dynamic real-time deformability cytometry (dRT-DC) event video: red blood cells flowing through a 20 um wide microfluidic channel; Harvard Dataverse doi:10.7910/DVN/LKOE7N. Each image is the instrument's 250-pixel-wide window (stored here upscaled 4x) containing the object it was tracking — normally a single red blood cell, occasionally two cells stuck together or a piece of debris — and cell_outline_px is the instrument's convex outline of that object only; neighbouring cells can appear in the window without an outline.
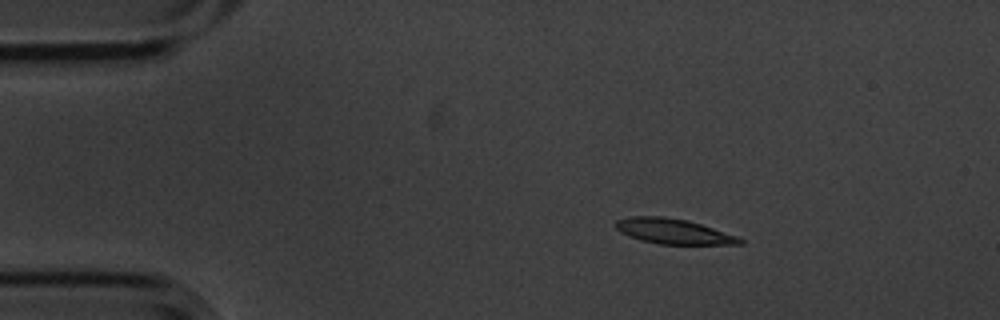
{"species": "common noctule bat (a hibernating species)", "species_latin": "Nyctalus noctula", "temperature_condition": "cold", "stored_images_in_passage": 3, "camera_frame_rate_fps": 3000, "um_per_image_px": 0.085, "animal": {"sex": "male", "body_mass_g": 20.1, "forearm_length_mm": 53.5}, "frame": {"image": 1, "passage_image": 1, "time_ms": 0.0, "image_size_px": [1000, 320], "cell_outline_px": [[744, 244], [660, 244], [640, 240], [628, 236], [620, 232], [616, 228], [616, 220], [628, 216], [664, 216], [688, 220], [740, 236], [744, 240]], "centroid_in_image_um": [57.26, 19.66], "position_along_channel_um": 27.7, "area_um2": 18.44}}